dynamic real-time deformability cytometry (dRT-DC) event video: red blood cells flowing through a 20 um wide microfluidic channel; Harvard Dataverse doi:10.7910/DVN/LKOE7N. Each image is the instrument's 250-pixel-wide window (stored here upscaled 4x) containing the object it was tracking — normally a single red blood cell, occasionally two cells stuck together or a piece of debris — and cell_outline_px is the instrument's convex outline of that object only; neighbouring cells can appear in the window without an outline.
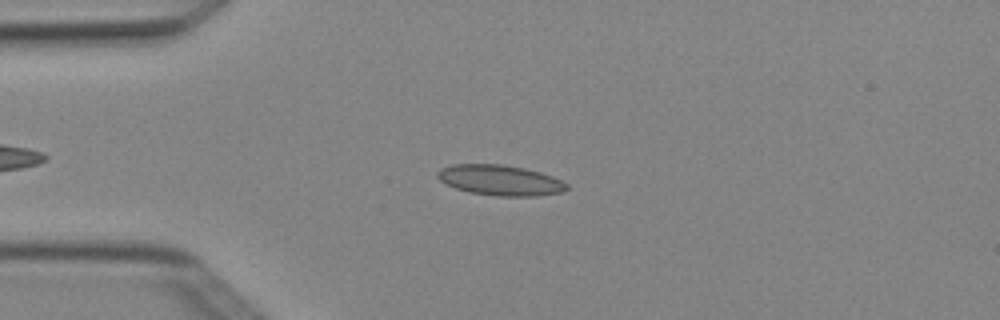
{"species": "Egyptian fruit bat (a non-hibernating species)", "species_latin": "Rousettus aegyptiacus", "temperature_condition": "cold", "stored_images_in_passage": 4, "camera_frame_rate_fps": 3000, "um_per_image_px": 0.085, "animal": {"sex": "female"}, "frame": {"image": 1, "passage_image": 3, "time_ms": 0.667, "image_size_px": [1000, 320], "cell_outline_px": [[568, 188], [560, 192], [536, 196], [496, 196], [468, 192], [456, 188], [440, 180], [436, 176], [436, 172], [440, 168], [452, 164], [504, 164], [524, 168], [540, 172], [552, 176], [568, 184]], "centroid_in_image_um": [42.48, 15.31], "position_along_channel_um": 42.5, "area_um2": 22.95}}